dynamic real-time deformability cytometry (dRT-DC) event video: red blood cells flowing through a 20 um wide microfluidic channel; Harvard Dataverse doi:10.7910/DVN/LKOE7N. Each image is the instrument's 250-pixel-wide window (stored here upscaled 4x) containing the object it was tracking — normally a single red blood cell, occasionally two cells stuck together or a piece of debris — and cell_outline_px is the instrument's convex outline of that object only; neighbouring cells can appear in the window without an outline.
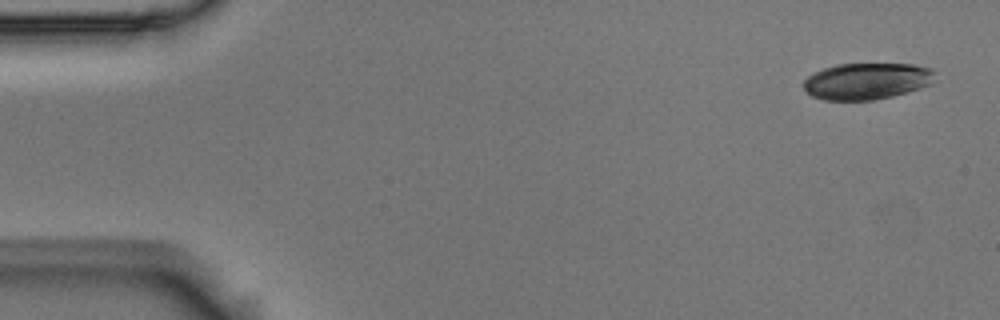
{"species": "Egyptian fruit bat (a non-hibernating species)", "species_latin": "Rousettus aegyptiacus", "temperature_condition": "room temperature", "stored_images_in_passage": 6, "camera_frame_rate_fps": 3000, "um_per_image_px": 0.085, "animal": {"sex": "male"}, "frame": {"image": 1, "passage_image": 1, "time_ms": 0.0, "image_size_px": [1000, 320], "cell_outline_px": [[932, 84], [920, 88], [892, 96], [872, 100], [824, 100], [812, 96], [804, 88], [804, 80], [812, 72], [836, 64], [912, 64], [932, 68]], "centroid_in_image_um": [73.64, 6.89], "position_along_channel_um": 11.4, "area_um2": 27.86}}
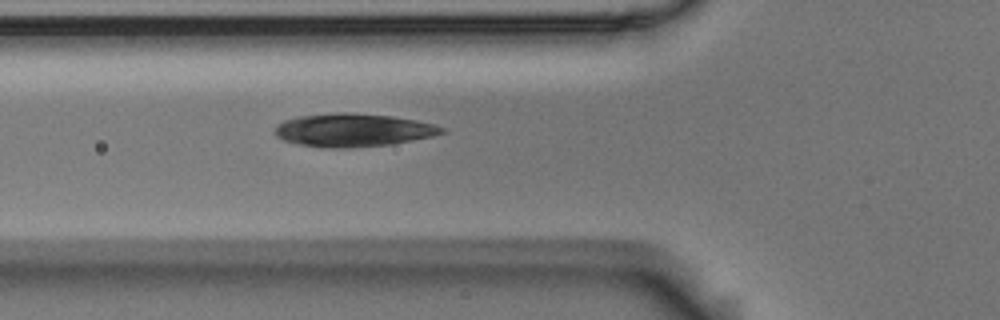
{"frame": {"image": 2, "passage_image": 6, "time_ms": 1.667, "image_size_px": [1000, 320], "cell_outline_px": [[448, 132], [432, 136], [392, 144], [348, 148], [320, 148], [300, 144], [284, 140], [276, 136], [276, 124], [284, 120], [300, 116], [344, 112], [352, 112], [392, 116], [416, 120], [436, 124], [444, 128]], "centroid_in_image_um": [30.05, 11.06], "position_along_channel_um": 95.8, "area_um2": 32.31}}